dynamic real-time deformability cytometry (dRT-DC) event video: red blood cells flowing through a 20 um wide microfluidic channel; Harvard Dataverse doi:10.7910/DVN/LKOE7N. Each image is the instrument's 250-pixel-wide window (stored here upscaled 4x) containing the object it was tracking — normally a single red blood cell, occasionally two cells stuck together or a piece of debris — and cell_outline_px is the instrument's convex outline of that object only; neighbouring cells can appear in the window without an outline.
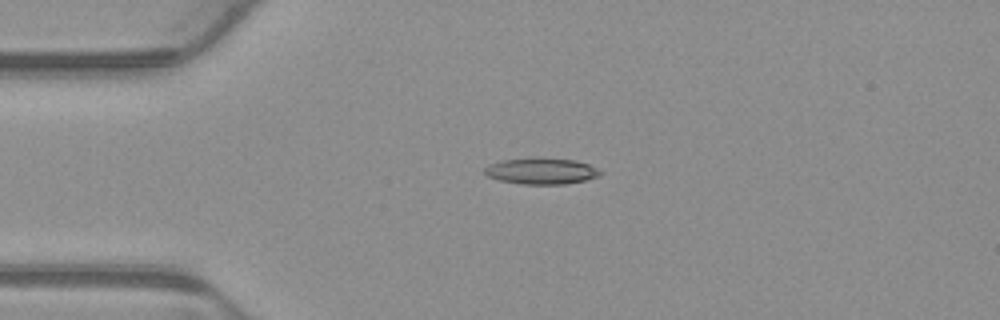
{"species": "common noctule bat (a hibernating species)", "species_latin": "Nyctalus noctula", "temperature_condition": "warm", "stored_images_in_passage": 6, "camera_frame_rate_fps": 3000, "um_per_image_px": 0.085, "animal": {"sex": "male", "body_mass_g": 23.1, "forearm_length_mm": 52.7}, "frame": {"image": 1, "passage_image": 3, "time_ms": 0.667, "image_size_px": [1000, 320], "cell_outline_px": [[604, 172], [600, 176], [584, 180], [564, 184], [520, 184], [500, 180], [488, 176], [484, 172], [484, 168], [488, 164], [500, 160], [532, 156], [536, 156], [576, 160], [588, 164]], "centroid_in_image_um": [46.0, 14.51], "position_along_channel_um": 39.0, "area_um2": 18.15}}
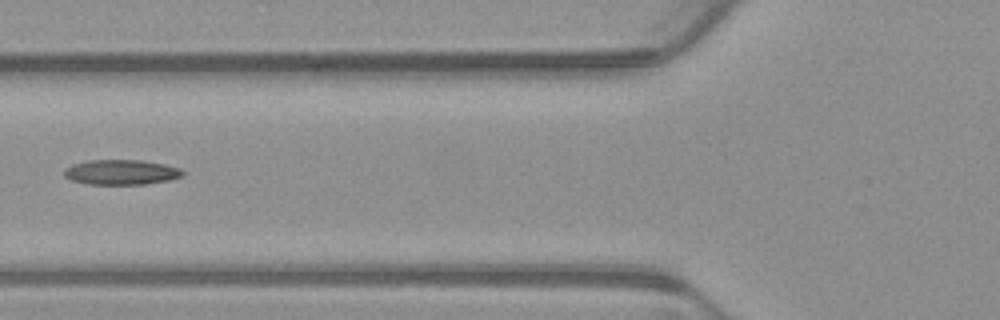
{"frame": {"image": 2, "passage_image": 5, "time_ms": 1.333, "image_size_px": [1000, 320], "cell_outline_px": [[184, 176], [172, 180], [144, 184], [88, 184], [72, 180], [64, 176], [64, 168], [72, 164], [88, 160], [140, 160], [164, 164], [180, 168], [184, 172]], "centroid_in_image_um": [10.32, 14.63], "position_along_channel_um": 115.5, "area_um2": 17.4}}
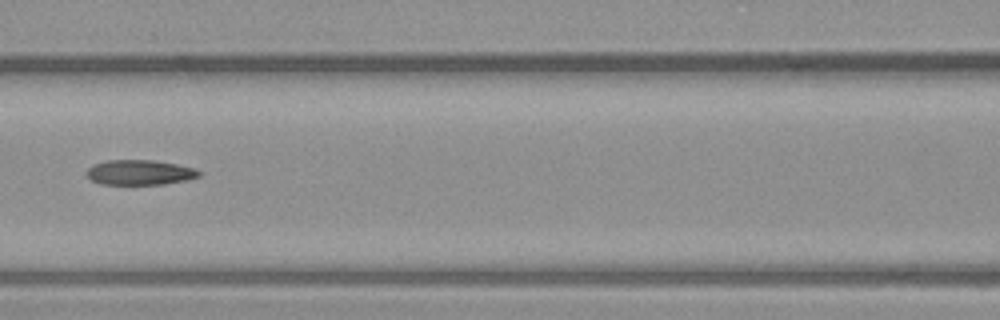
{"frame": {"image": 3, "passage_image": 6, "time_ms": 1.667, "image_size_px": [1000, 320], "cell_outline_px": [[200, 176], [188, 180], [164, 184], [100, 184], [92, 180], [84, 172], [92, 164], [108, 160], [152, 160], [176, 164], [196, 168], [200, 172]], "centroid_in_image_um": [11.87, 14.65], "position_along_channel_um": 154.7, "area_um2": 16.47}}